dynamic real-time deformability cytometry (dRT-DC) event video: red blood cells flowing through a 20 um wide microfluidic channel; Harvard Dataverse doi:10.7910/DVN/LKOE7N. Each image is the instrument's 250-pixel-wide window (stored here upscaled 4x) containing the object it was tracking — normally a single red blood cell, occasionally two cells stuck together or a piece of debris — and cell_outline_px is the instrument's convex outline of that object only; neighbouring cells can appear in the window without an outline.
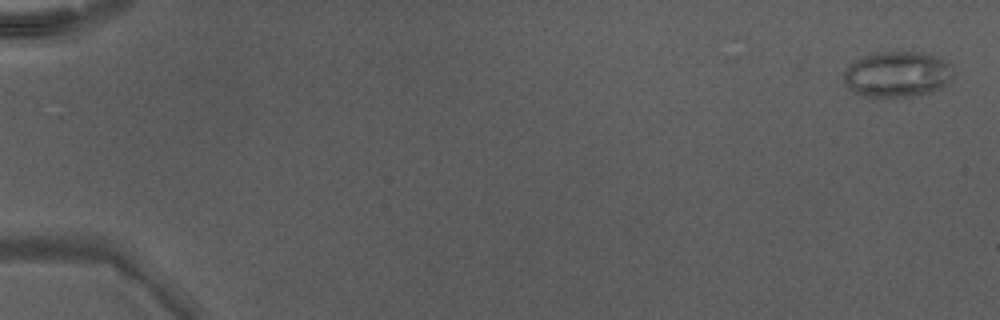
{"species": "Egyptian fruit bat (a non-hibernating species)", "species_latin": "Rousettus aegyptiacus", "temperature_condition": "warm", "stored_images_in_passage": 49, "camera_frame_rate_fps": 3000, "um_per_image_px": 0.085, "animal": {"sex": "male"}, "frame": {"image": 1, "passage_image": 2, "time_ms": 0.333, "image_size_px": [1000, 320], "cell_outline_px": [[948, 76], [944, 84], [932, 92], [920, 96], [892, 100], [876, 100], [860, 96], [844, 80], [844, 68], [848, 64], [864, 56], [876, 52], [920, 52], [944, 60], [948, 64]], "centroid_in_image_um": [76.15, 6.38], "position_along_channel_um": 8.9, "area_um2": 29.42}}
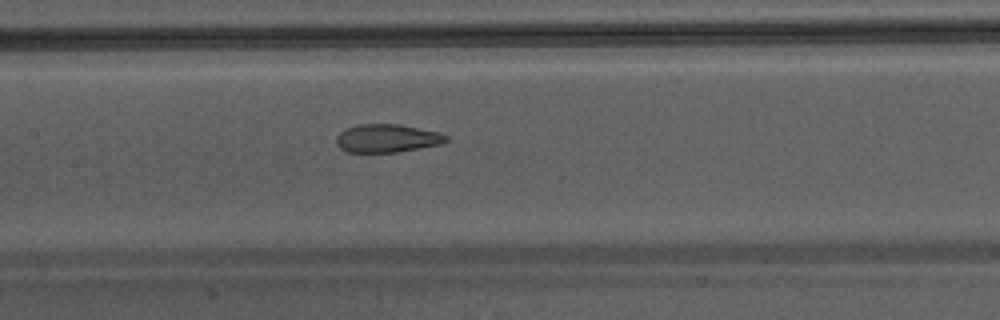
{"frame": {"image": 2, "passage_image": 26, "time_ms": 8.333, "image_size_px": [1000, 320], "cell_outline_px": [[448, 140], [440, 144], [396, 152], [348, 152], [340, 148], [336, 144], [336, 136], [340, 132], [348, 128], [360, 124], [400, 124], [436, 132], [448, 136]], "centroid_in_image_um": [32.87, 11.75], "position_along_channel_um": 174.5, "area_um2": 17.8}}
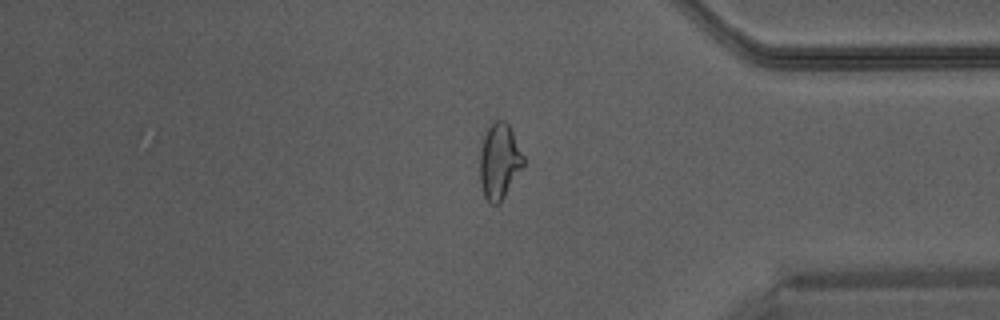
{"frame": {"image": 3, "passage_image": 42, "time_ms": 13.667, "image_size_px": [1000, 320], "cell_outline_px": [[524, 164], [500, 200], [496, 204], [492, 204], [484, 196], [480, 184], [480, 148], [484, 136], [488, 128], [496, 120], [504, 120], [508, 124], [524, 156]], "centroid_in_image_um": [42.42, 13.67], "position_along_channel_um": 392.8, "area_um2": 18.61}}